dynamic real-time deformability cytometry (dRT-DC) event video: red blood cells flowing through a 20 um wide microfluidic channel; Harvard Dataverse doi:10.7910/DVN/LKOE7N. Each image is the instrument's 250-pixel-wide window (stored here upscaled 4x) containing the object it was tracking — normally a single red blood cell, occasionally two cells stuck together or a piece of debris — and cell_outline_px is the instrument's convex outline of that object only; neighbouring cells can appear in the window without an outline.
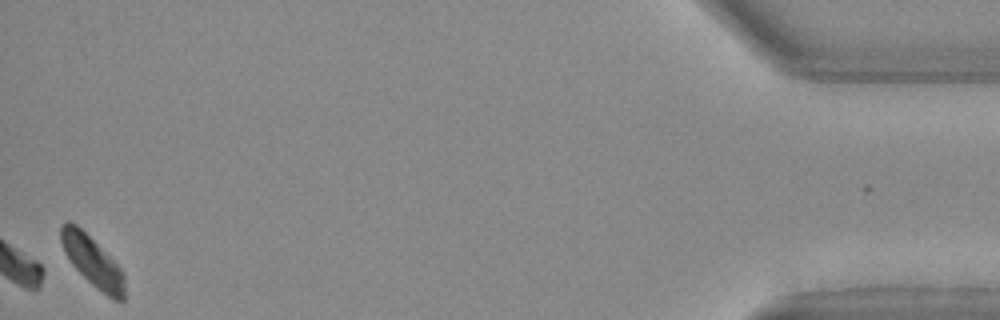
{"species": "Egyptian fruit bat (a non-hibernating species)", "species_latin": "Rousettus aegyptiacus", "temperature_condition": "warm", "stored_images_in_passage": 30, "segment_of_instrument_passage": [2, 2], "camera_frame_rate_fps": 3000, "um_per_image_px": 0.085, "animal": {"sex": "female"}, "frame": {"image": 1, "passage_image": 30, "time_ms": 9.667, "image_size_px": [1000, 320], "cell_outline_px": [[124, 300], [112, 300], [96, 288], [72, 264], [64, 252], [60, 240], [60, 224], [64, 220], [68, 220], [76, 224], [124, 272]], "centroid_in_image_um": [7.82, 22.21], "position_along_channel_um": 427.4, "area_um2": 18.26}}